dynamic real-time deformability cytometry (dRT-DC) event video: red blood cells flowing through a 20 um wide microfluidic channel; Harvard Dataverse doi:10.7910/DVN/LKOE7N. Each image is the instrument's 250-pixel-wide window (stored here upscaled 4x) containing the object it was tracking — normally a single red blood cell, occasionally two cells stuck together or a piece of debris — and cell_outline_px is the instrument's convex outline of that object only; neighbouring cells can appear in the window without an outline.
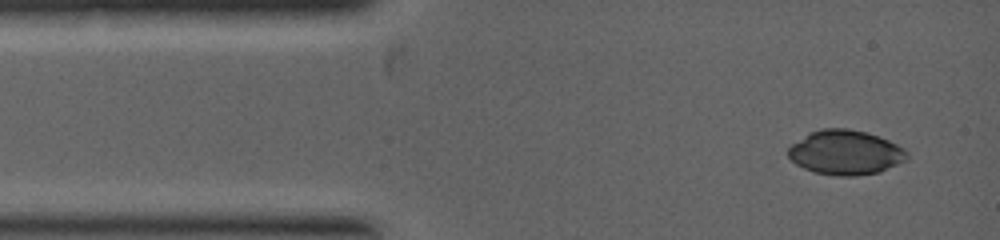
{"species": "common noctule bat (a hibernating species)", "species_latin": "Nyctalus noctula", "temperature_condition": "warm", "stored_images_in_passage": 4, "camera_frame_rate_fps": 5000, "um_per_image_px": 0.085, "animal": {"sex": "female", "body_mass_g": 19.0, "forearm_length_mm": 53.3}, "frame": {"image": 1, "passage_image": 1, "time_ms": 0.0, "image_size_px": [1000, 240], "cell_outline_px": [[908, 160], [880, 172], [856, 176], [836, 176], [812, 172], [796, 164], [788, 156], [788, 148], [792, 144], [808, 132], [820, 128], [848, 128], [864, 132], [888, 140], [904, 148], [908, 152]], "centroid_in_image_um": [71.86, 12.97], "position_along_channel_um": 13.1, "area_um2": 31.1}}